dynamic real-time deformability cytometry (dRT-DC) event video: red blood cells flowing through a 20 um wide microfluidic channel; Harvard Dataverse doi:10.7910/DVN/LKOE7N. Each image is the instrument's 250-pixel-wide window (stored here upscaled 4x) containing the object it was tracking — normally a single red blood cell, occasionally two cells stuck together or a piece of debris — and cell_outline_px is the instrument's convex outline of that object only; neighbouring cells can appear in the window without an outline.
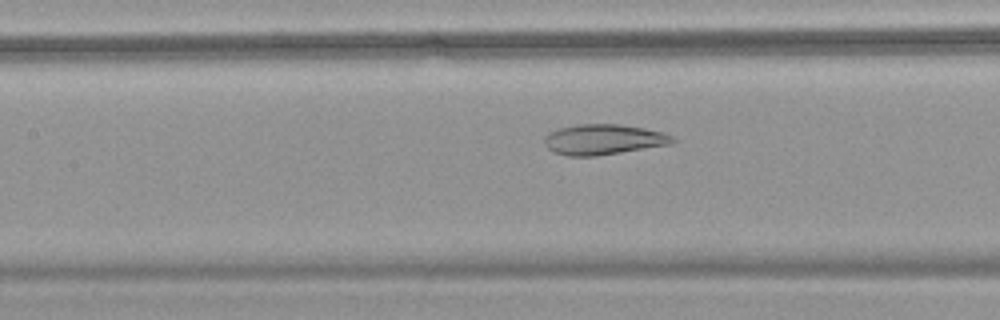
{"species": "common noctule bat (a hibernating species)", "species_latin": "Nyctalus noctula", "temperature_condition": "warm", "stored_images_in_passage": 56, "camera_frame_rate_fps": 3000, "um_per_image_px": 0.085, "animal": {"sex": "female", "body_mass_g": 18.4}, "frame": {"image": 1, "passage_image": 27, "time_ms": 8.667, "image_size_px": [1000, 320], "cell_outline_px": [[676, 140], [672, 144], [596, 156], [568, 156], [552, 152], [544, 144], [544, 136], [548, 132], [560, 128], [580, 124], [620, 124], [644, 128], [664, 132], [672, 136]], "centroid_in_image_um": [51.28, 11.86], "position_along_channel_um": 156.1, "area_um2": 22.83}}
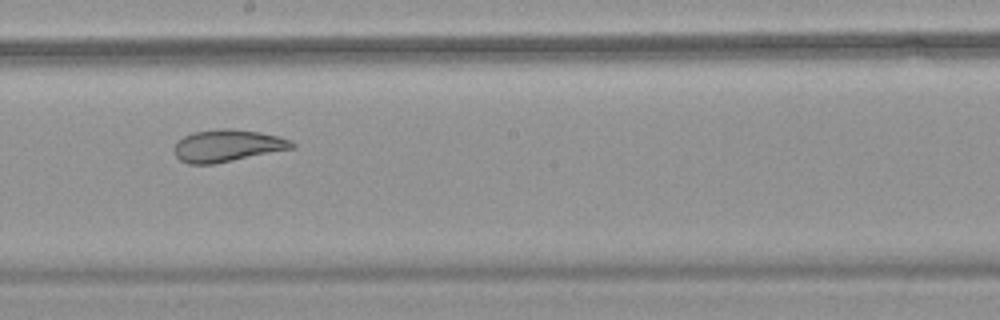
{"frame": {"image": 2, "passage_image": 33, "time_ms": 10.667, "image_size_px": [1000, 320], "cell_outline_px": [[296, 148], [212, 164], [188, 164], [180, 160], [176, 156], [172, 148], [184, 136], [196, 132], [216, 128], [228, 128], [260, 132], [280, 136], [292, 140], [296, 144]], "centroid_in_image_um": [19.37, 12.38], "position_along_channel_um": 228.8, "area_um2": 22.14}}
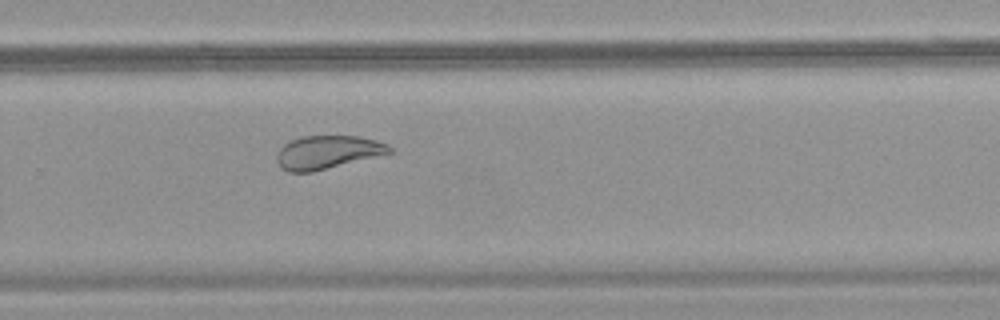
{"frame": {"image": 3, "passage_image": 39, "time_ms": 12.667, "image_size_px": [1000, 320], "cell_outline_px": [[392, 152], [312, 172], [288, 172], [280, 168], [276, 160], [276, 156], [280, 148], [284, 144], [292, 140], [304, 136], [360, 136], [376, 140], [388, 144], [392, 148]], "centroid_in_image_um": [27.81, 12.94], "position_along_channel_um": 302.0, "area_um2": 21.73}, "authors_computed_cell_mechanics": {"area_um2": 29.6225, "velocity_mm_per_s": 3.6601, "shape_relaxation_time_tau1_ms": null, "shape_relaxation_time_tau2_ms": 1.4847, "deformation_change_tau1": null, "deformation_change_tau2": 0.0711}}